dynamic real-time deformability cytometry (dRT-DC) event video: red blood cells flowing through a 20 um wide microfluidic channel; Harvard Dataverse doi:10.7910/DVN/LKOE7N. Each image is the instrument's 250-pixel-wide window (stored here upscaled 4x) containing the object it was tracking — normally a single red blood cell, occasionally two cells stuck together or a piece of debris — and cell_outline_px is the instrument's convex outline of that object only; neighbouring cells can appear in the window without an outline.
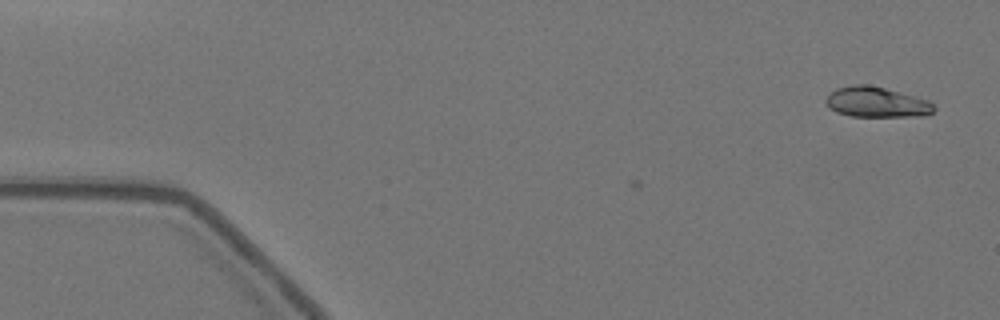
{"species": "Egyptian fruit bat (a non-hibernating species)", "species_latin": "Rousettus aegyptiacus", "temperature_condition": "warm", "stored_images_in_passage": 5, "camera_frame_rate_fps": 3000, "um_per_image_px": 0.085, "animal": {"sex": "female"}, "frame": {"image": 1, "passage_image": 1, "time_ms": 0.0, "image_size_px": [1000, 320], "cell_outline_px": [[936, 108], [932, 112], [924, 116], [852, 116], [836, 112], [828, 108], [824, 100], [836, 88], [852, 84], [868, 84], [916, 96], [928, 100]], "centroid_in_image_um": [74.49, 8.68], "position_along_channel_um": 10.5, "area_um2": 19.13}}